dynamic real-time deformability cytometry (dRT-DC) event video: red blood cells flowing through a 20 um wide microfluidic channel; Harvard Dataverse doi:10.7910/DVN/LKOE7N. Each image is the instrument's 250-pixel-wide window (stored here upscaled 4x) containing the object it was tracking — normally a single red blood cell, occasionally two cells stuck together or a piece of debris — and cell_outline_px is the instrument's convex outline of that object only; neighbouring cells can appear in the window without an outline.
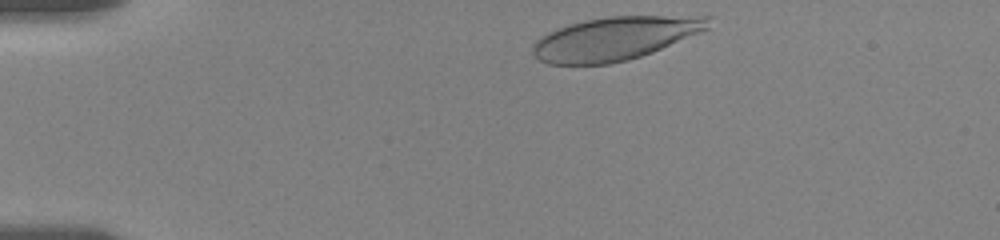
{"species": "human", "species_latin": "Homo sapiens", "temperature_condition": "room temperature", "stored_images_in_passage": 15, "camera_frame_rate_fps": 3000, "um_per_image_px": 0.085, "donor": {"sex": "female"}, "frame": {"image": 1, "passage_image": 2, "time_ms": 0.333, "image_size_px": [1000, 240], "cell_outline_px": [[712, 16], [708, 28], [700, 32], [652, 52], [628, 60], [608, 64], [548, 64], [540, 60], [532, 52], [532, 44], [540, 36], [548, 32], [584, 20], [608, 16]], "centroid_in_image_um": [52.25, 3.27], "position_along_channel_um": 32.7, "area_um2": 43.99}}
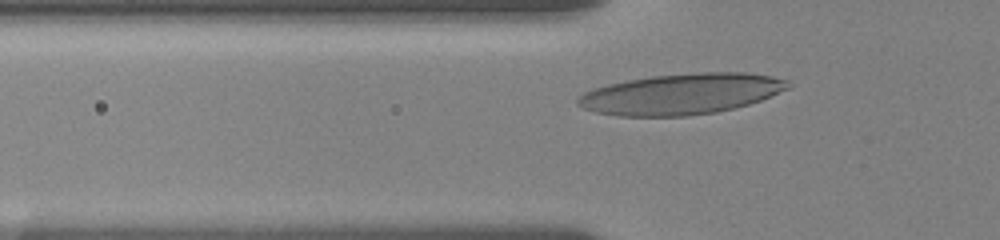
{"frame": {"image": 2, "passage_image": 10, "time_ms": 3.0, "image_size_px": [1000, 240], "cell_outline_px": [[792, 84], [788, 88], [760, 100], [748, 104], [716, 112], [688, 116], [620, 116], [596, 112], [584, 108], [576, 104], [576, 100], [584, 92], [592, 88], [608, 84], [628, 80], [652, 76], [700, 72], [744, 72], [772, 76], [792, 80]], "centroid_in_image_um": [57.92, 7.98], "position_along_channel_um": 67.9, "area_um2": 49.94}}
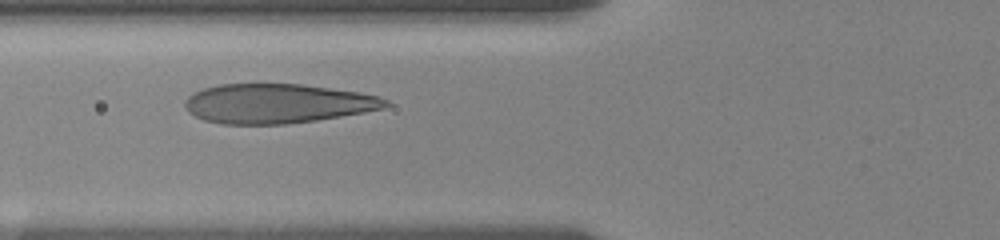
{"frame": {"image": 3, "passage_image": 13, "time_ms": 4.0, "image_size_px": [1000, 240], "cell_outline_px": [[392, 104], [384, 108], [364, 112], [316, 120], [284, 124], [220, 124], [204, 120], [188, 112], [184, 104], [184, 100], [192, 92], [204, 88], [220, 84], [300, 84], [360, 92], [380, 96], [388, 100]], "centroid_in_image_um": [23.57, 8.8], "position_along_channel_um": 102.2, "area_um2": 46.24}}